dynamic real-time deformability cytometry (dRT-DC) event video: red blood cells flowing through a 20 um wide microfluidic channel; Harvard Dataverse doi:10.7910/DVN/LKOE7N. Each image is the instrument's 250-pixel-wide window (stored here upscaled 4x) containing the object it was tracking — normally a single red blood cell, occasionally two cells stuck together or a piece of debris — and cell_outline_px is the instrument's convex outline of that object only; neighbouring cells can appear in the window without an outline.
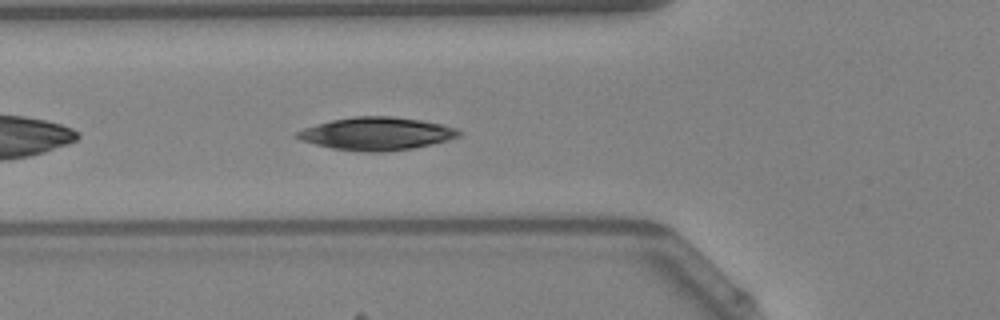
{"species": "Egyptian fruit bat (a non-hibernating species)", "species_latin": "Rousettus aegyptiacus", "temperature_condition": "warm", "stored_images_in_passage": 32, "camera_frame_rate_fps": 3000, "um_per_image_px": 0.085, "animal": {"sex": "female"}, "frame": {"image": 1, "passage_image": 5, "time_ms": 1.333, "image_size_px": [1000, 320], "cell_outline_px": [[460, 136], [448, 140], [412, 148], [380, 152], [364, 152], [332, 148], [300, 140], [292, 136], [296, 132], [304, 128], [332, 120], [356, 116], [392, 116], [420, 120], [440, 124], [452, 128], [460, 132]], "centroid_in_image_um": [31.95, 11.36], "position_along_channel_um": 93.8, "area_um2": 30.58}, "authors_computed_cell_mechanics": {"area_um2": 29.1023, "velocity_mm_per_s": 4.0636, "shape_relaxation_time_tau1_ms": 3.7687, "shape_relaxation_time_tau2_ms": null, "deformation_change_tau1": 0.1529, "deformation_change_tau2": null}}